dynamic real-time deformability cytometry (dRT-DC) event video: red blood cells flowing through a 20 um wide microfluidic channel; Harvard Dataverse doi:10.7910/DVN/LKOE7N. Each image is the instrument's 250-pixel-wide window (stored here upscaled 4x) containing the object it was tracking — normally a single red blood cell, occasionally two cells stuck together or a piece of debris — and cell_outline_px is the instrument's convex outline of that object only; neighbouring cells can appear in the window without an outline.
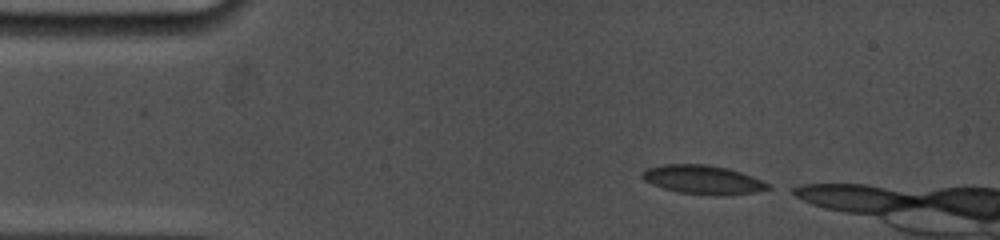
{"species": "common noctule bat (a hibernating species)", "species_latin": "Nyctalus noctula", "temperature_condition": "cold", "stored_images_in_passage": 19, "camera_frame_rate_fps": 5000, "um_per_image_px": 0.085, "animal": {"sex": "female", "body_mass_g": 19.0, "forearm_length_mm": 53.3}, "frame": {"image": 1, "passage_image": 1, "time_ms": 0.0, "image_size_px": [1000, 240], "cell_outline_px": [[772, 188], [756, 192], [724, 196], [712, 196], [680, 192], [664, 188], [652, 184], [644, 180], [640, 176], [648, 168], [664, 164], [708, 164], [728, 168], [752, 176], [768, 184]], "centroid_in_image_um": [59.77, 15.28], "position_along_channel_um": 25.2, "area_um2": 21.15}}
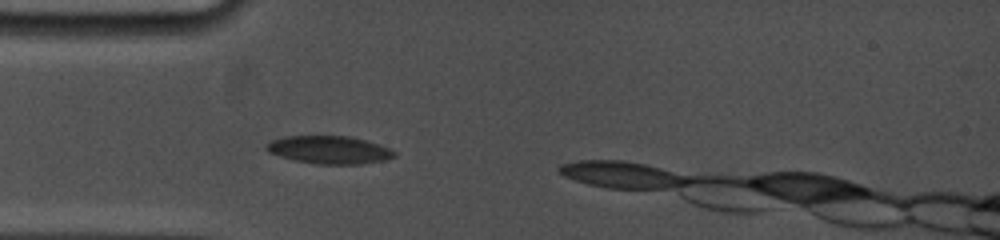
{"frame": {"image": 2, "passage_image": 12, "time_ms": 2.4, "image_size_px": [1000, 240], "cell_outline_px": [[396, 156], [384, 160], [360, 164], [316, 164], [296, 160], [280, 156], [268, 152], [264, 148], [272, 140], [284, 136], [348, 136], [380, 144], [396, 152]], "centroid_in_image_um": [27.99, 12.73], "position_along_channel_um": 57.0, "area_um2": 20.63}}
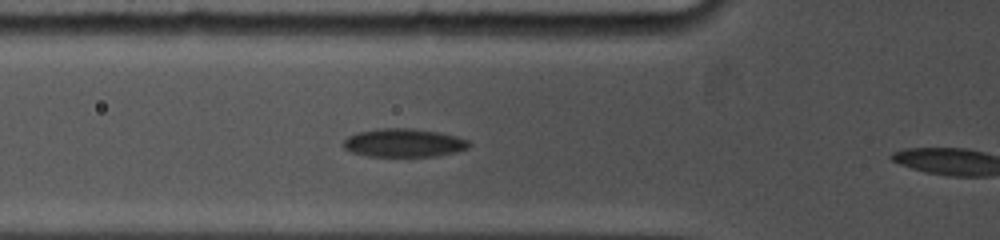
{"frame": {"image": 3, "passage_image": 17, "time_ms": 3.4, "image_size_px": [1000, 240], "cell_outline_px": [[472, 144], [468, 148], [456, 152], [436, 156], [368, 156], [352, 152], [344, 148], [340, 144], [348, 136], [356, 132], [376, 128], [412, 128], [440, 132], [456, 136], [468, 140]], "centroid_in_image_um": [34.31, 12.13], "position_along_channel_um": 91.5, "area_um2": 21.04}}